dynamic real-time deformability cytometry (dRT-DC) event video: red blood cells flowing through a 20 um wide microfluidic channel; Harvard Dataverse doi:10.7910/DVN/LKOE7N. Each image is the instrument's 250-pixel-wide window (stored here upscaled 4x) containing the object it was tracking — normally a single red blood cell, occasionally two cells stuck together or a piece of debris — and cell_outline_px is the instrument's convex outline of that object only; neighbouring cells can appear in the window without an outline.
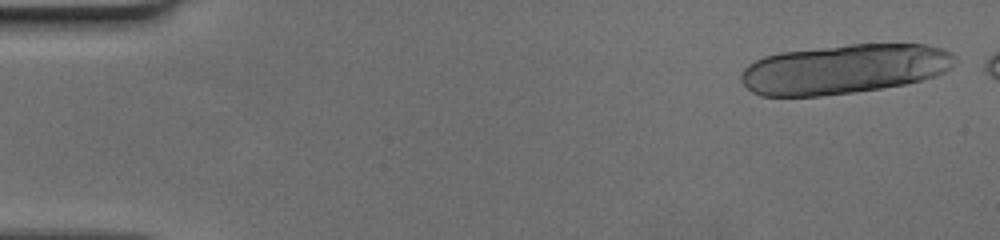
{"species": "human", "species_latin": "Homo sapiens", "temperature_condition": "cold", "stored_images_in_passage": 18, "camera_frame_rate_fps": 3000, "um_per_image_px": 0.085, "donor": {"sex": "female"}, "frame": {"image": 1, "passage_image": 2, "time_ms": 0.333, "image_size_px": [1000, 240], "cell_outline_px": [[956, 60], [944, 72], [936, 76], [904, 84], [856, 92], [820, 96], [760, 96], [752, 92], [740, 80], [740, 76], [744, 68], [748, 64], [764, 56], [780, 52], [848, 44], [924, 44], [944, 48], [952, 52], [956, 56]], "centroid_in_image_um": [71.75, 5.86], "position_along_channel_um": 13.3, "area_um2": 61.96}}